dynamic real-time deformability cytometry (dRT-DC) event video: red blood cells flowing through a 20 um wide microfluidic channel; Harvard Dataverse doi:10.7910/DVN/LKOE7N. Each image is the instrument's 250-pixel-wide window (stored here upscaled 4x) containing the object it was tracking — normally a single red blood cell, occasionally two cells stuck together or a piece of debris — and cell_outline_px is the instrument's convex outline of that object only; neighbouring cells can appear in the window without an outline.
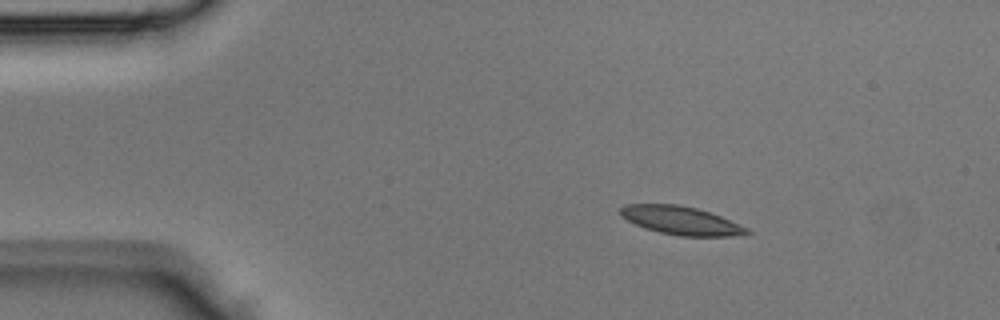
{"species": "Egyptian fruit bat (a non-hibernating species)", "species_latin": "Rousettus aegyptiacus", "temperature_condition": "room temperature", "stored_images_in_passage": 3, "camera_frame_rate_fps": 3000, "um_per_image_px": 0.085, "animal": {"sex": "male"}, "frame": {"image": 1, "passage_image": 1, "time_ms": 0.0, "image_size_px": [1000, 320], "cell_outline_px": [[752, 232], [744, 236], [680, 236], [660, 232], [644, 228], [620, 216], [620, 208], [624, 204], [680, 204], [696, 208], [720, 216], [748, 228]], "centroid_in_image_um": [57.9, 18.75], "position_along_channel_um": 27.1, "area_um2": 20.92}}
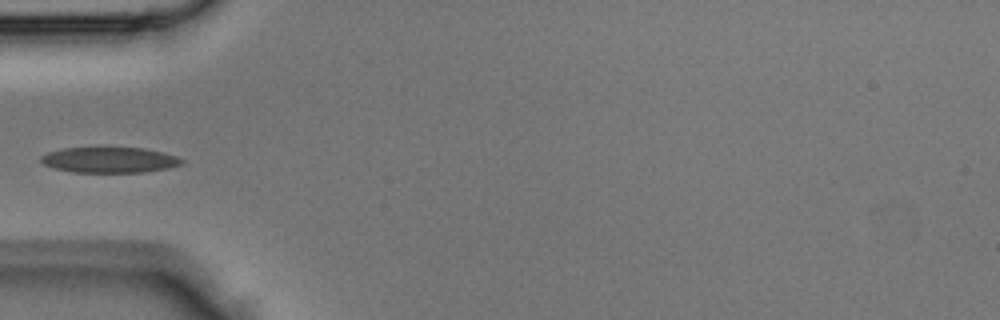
{"frame": {"image": 2, "passage_image": 3, "time_ms": 0.667, "image_size_px": [1000, 320], "cell_outline_px": [[184, 164], [168, 168], [144, 172], [72, 172], [56, 168], [44, 164], [40, 160], [40, 156], [48, 152], [60, 148], [100, 144], [104, 144], [144, 148], [164, 152], [176, 156], [184, 160]], "centroid_in_image_um": [9.3, 13.53], "position_along_channel_um": 75.7, "area_um2": 22.25}}